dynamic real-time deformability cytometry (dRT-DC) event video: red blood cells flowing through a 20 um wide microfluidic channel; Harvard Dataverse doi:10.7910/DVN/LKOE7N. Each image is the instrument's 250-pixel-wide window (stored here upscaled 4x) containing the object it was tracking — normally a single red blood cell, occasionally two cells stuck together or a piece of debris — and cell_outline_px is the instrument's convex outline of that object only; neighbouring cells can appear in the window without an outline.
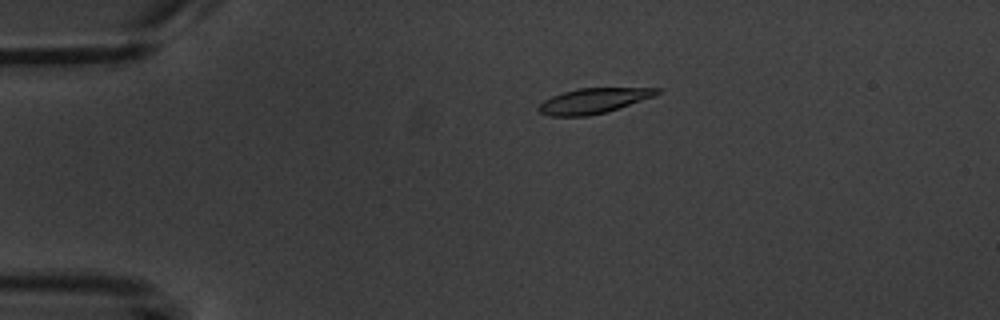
{"species": "common noctule bat (a hibernating species)", "species_latin": "Nyctalus noctula", "temperature_condition": "warm", "stored_images_in_passage": 5, "camera_frame_rate_fps": 3000, "um_per_image_px": 0.085, "animal": {"sex": "male", "body_mass_g": 20.1, "forearm_length_mm": 53.5}, "frame": {"image": 1, "passage_image": 4, "time_ms": 3.333, "image_size_px": [1000, 320], "cell_outline_px": [[660, 92], [656, 96], [608, 112], [588, 116], [552, 116], [540, 112], [536, 108], [544, 100], [552, 96], [576, 88], [660, 88]], "centroid_in_image_um": [50.47, 8.57], "position_along_channel_um": 34.5, "area_um2": 17.46}}